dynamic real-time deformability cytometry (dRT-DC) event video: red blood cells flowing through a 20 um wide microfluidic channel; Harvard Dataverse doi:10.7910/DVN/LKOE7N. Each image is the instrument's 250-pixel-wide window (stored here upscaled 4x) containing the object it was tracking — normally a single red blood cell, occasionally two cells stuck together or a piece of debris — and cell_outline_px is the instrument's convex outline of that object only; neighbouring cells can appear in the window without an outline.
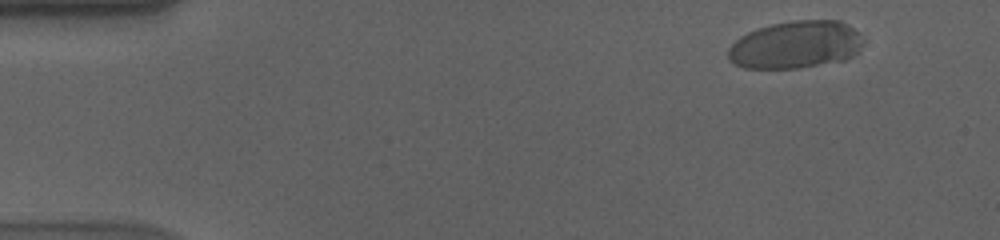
{"species": "human", "species_latin": "Homo sapiens", "temperature_condition": "cold", "stored_images_in_passage": 56, "camera_frame_rate_fps": 3000, "um_per_image_px": 0.085, "donor": {"sex": "male"}, "frame": {"image": 1, "passage_image": 4, "time_ms": 1.0, "image_size_px": [1000, 240], "cell_outline_px": [[864, 40], [860, 48], [852, 56], [844, 60], [800, 68], [744, 68], [728, 60], [728, 48], [740, 36], [756, 28], [772, 24], [792, 20], [840, 20], [852, 28]], "centroid_in_image_um": [67.6, 3.8], "position_along_channel_um": 17.4, "area_um2": 37.4}}